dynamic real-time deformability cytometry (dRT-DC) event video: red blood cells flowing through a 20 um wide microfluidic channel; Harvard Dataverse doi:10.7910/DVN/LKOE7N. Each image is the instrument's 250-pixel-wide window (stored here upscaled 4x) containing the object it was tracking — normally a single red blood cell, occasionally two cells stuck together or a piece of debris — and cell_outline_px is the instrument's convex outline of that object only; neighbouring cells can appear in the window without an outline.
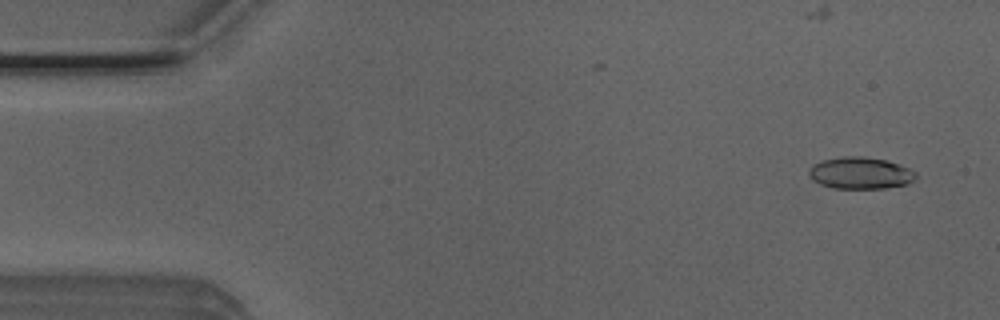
{"species": "Egyptian fruit bat (a non-hibernating species)", "species_latin": "Rousettus aegyptiacus", "temperature_condition": "room temperature", "stored_images_in_passage": 50, "camera_frame_rate_fps": 3000, "um_per_image_px": 0.085, "animal": {"sex": "male"}, "frame": {"image": 1, "passage_image": 3, "time_ms": 0.667, "image_size_px": [1000, 320], "cell_outline_px": [[916, 180], [908, 184], [884, 188], [832, 188], [820, 184], [812, 180], [808, 176], [808, 172], [816, 164], [824, 160], [844, 156], [864, 156], [888, 160], [908, 168], [916, 172]], "centroid_in_image_um": [73.16, 14.71], "position_along_channel_um": 11.8, "area_um2": 19.83}}
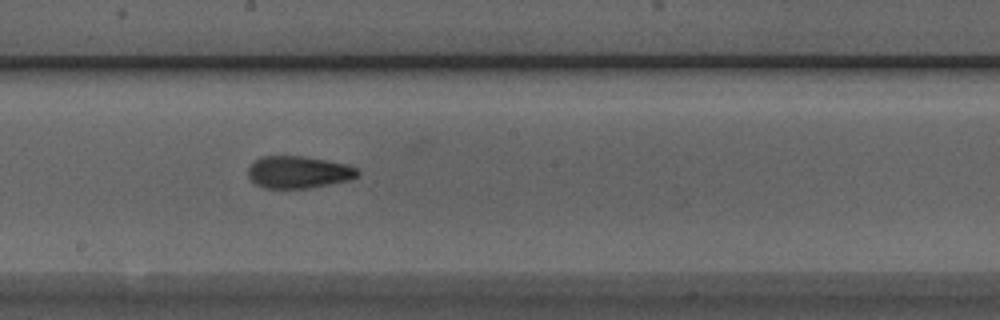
{"frame": {"image": 2, "passage_image": 28, "time_ms": 9.0, "image_size_px": [1000, 320], "cell_outline_px": [[360, 172], [352, 180], [308, 188], [264, 188], [256, 184], [248, 176], [248, 168], [260, 156], [300, 156], [348, 164], [356, 168]], "centroid_in_image_um": [25.38, 14.64], "position_along_channel_um": 222.8, "area_um2": 20.46}}
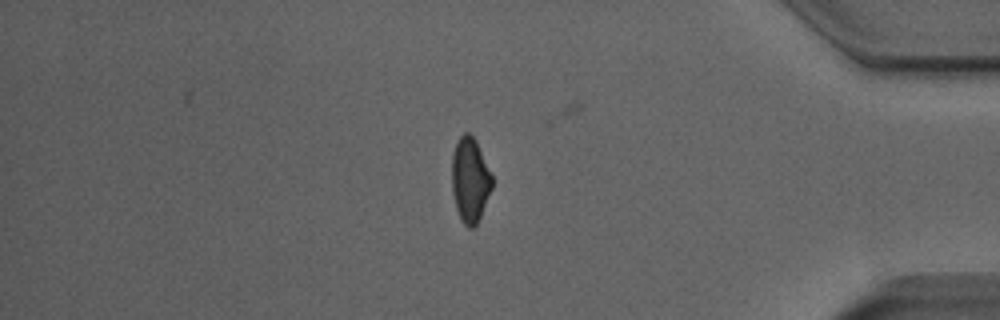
{"frame": {"image": 3, "passage_image": 44, "time_ms": 14.333, "image_size_px": [1000, 320], "cell_outline_px": [[492, 188], [480, 216], [476, 224], [472, 228], [468, 228], [464, 224], [456, 208], [452, 192], [452, 156], [456, 144], [460, 136], [464, 132], [468, 132], [476, 140], [492, 176]], "centroid_in_image_um": [39.95, 15.28], "position_along_channel_um": 395.3, "area_um2": 19.59}}